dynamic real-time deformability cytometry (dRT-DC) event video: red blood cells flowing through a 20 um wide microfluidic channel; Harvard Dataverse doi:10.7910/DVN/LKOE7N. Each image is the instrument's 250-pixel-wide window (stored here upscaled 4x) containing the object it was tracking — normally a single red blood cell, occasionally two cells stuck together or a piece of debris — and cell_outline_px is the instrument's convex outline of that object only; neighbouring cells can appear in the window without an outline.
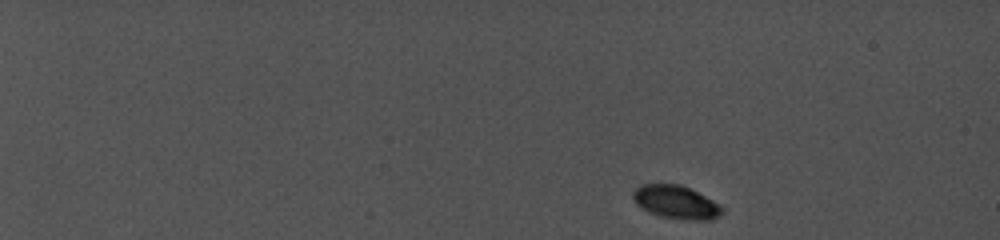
{"species": "common noctule bat (a hibernating species)", "species_latin": "Nyctalus noctula", "temperature_condition": "cold", "stored_images_in_passage": 13, "camera_frame_rate_fps": 5000, "um_per_image_px": 0.085, "animal": {"sex": "female", "body_mass_g": 19.0, "forearm_length_mm": 56.7}, "frame": {"image": 1, "passage_image": 1, "time_ms": 0.0, "image_size_px": [1000, 240], "cell_outline_px": [[724, 212], [712, 220], [684, 220], [660, 216], [648, 212], [640, 208], [636, 204], [632, 196], [632, 192], [640, 184], [680, 184], [720, 204], [724, 208]], "centroid_in_image_um": [57.45, 17.2], "position_along_channel_um": 27.6, "area_um2": 17.4}}
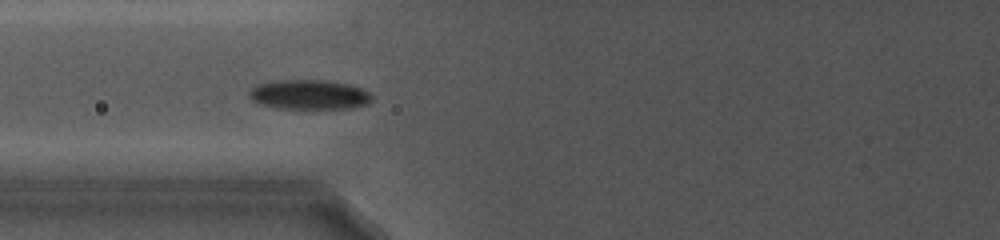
{"frame": {"image": 2, "passage_image": 9, "time_ms": 7.0, "image_size_px": [1000, 240], "cell_outline_px": [[372, 100], [368, 104], [352, 108], [280, 108], [260, 104], [252, 100], [248, 96], [248, 92], [256, 84], [272, 80], [328, 80], [348, 84], [360, 88], [368, 92], [372, 96]], "centroid_in_image_um": [26.26, 8.03], "position_along_channel_um": 99.5, "area_um2": 21.27}}
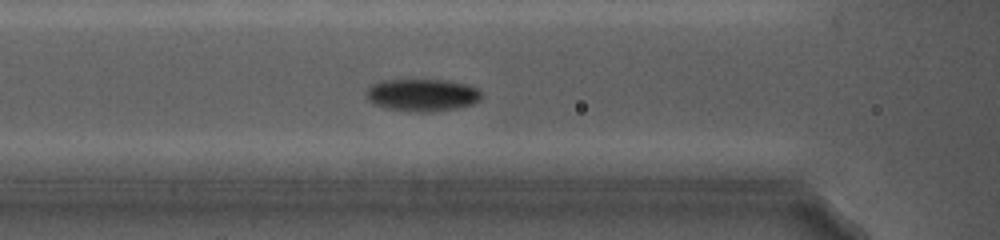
{"frame": {"image": 3, "passage_image": 10, "time_ms": 7.8, "image_size_px": [1000, 240], "cell_outline_px": [[480, 100], [472, 104], [456, 108], [432, 112], [408, 112], [388, 108], [372, 104], [368, 100], [364, 92], [368, 84], [380, 80], [448, 80], [468, 84], [476, 88], [480, 92]], "centroid_in_image_um": [35.81, 8.07], "position_along_channel_um": 130.8, "area_um2": 22.14}}